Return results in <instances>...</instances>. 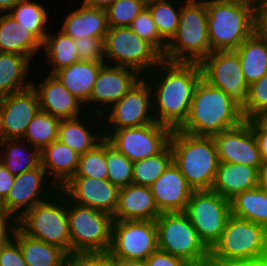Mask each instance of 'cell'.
<instances>
[{
  "label": "cell",
  "instance_id": "816d5d0a",
  "mask_svg": "<svg viewBox=\"0 0 267 266\" xmlns=\"http://www.w3.org/2000/svg\"><path fill=\"white\" fill-rule=\"evenodd\" d=\"M17 221L8 214H0V247L12 238Z\"/></svg>",
  "mask_w": 267,
  "mask_h": 266
},
{
  "label": "cell",
  "instance_id": "ab89813d",
  "mask_svg": "<svg viewBox=\"0 0 267 266\" xmlns=\"http://www.w3.org/2000/svg\"><path fill=\"white\" fill-rule=\"evenodd\" d=\"M107 179L118 188L132 184L133 162L106 140Z\"/></svg>",
  "mask_w": 267,
  "mask_h": 266
},
{
  "label": "cell",
  "instance_id": "7dc6e473",
  "mask_svg": "<svg viewBox=\"0 0 267 266\" xmlns=\"http://www.w3.org/2000/svg\"><path fill=\"white\" fill-rule=\"evenodd\" d=\"M0 266H27L13 237L0 247Z\"/></svg>",
  "mask_w": 267,
  "mask_h": 266
},
{
  "label": "cell",
  "instance_id": "60d3db41",
  "mask_svg": "<svg viewBox=\"0 0 267 266\" xmlns=\"http://www.w3.org/2000/svg\"><path fill=\"white\" fill-rule=\"evenodd\" d=\"M106 139L94 149L79 156V166L73 177L107 179Z\"/></svg>",
  "mask_w": 267,
  "mask_h": 266
},
{
  "label": "cell",
  "instance_id": "f1b7e54d",
  "mask_svg": "<svg viewBox=\"0 0 267 266\" xmlns=\"http://www.w3.org/2000/svg\"><path fill=\"white\" fill-rule=\"evenodd\" d=\"M104 63L79 60L69 67L56 71L53 75L85 105L90 99L94 82Z\"/></svg>",
  "mask_w": 267,
  "mask_h": 266
},
{
  "label": "cell",
  "instance_id": "be15d7a7",
  "mask_svg": "<svg viewBox=\"0 0 267 266\" xmlns=\"http://www.w3.org/2000/svg\"><path fill=\"white\" fill-rule=\"evenodd\" d=\"M142 2H144L146 5L151 3V2H155L157 0H141Z\"/></svg>",
  "mask_w": 267,
  "mask_h": 266
},
{
  "label": "cell",
  "instance_id": "ba28073f",
  "mask_svg": "<svg viewBox=\"0 0 267 266\" xmlns=\"http://www.w3.org/2000/svg\"><path fill=\"white\" fill-rule=\"evenodd\" d=\"M158 249L193 266L209 265V249L185 212H164L156 220Z\"/></svg>",
  "mask_w": 267,
  "mask_h": 266
},
{
  "label": "cell",
  "instance_id": "7bdbcfd3",
  "mask_svg": "<svg viewBox=\"0 0 267 266\" xmlns=\"http://www.w3.org/2000/svg\"><path fill=\"white\" fill-rule=\"evenodd\" d=\"M241 111L244 120L267 116V73L249 86L248 101Z\"/></svg>",
  "mask_w": 267,
  "mask_h": 266
},
{
  "label": "cell",
  "instance_id": "e0dca14e",
  "mask_svg": "<svg viewBox=\"0 0 267 266\" xmlns=\"http://www.w3.org/2000/svg\"><path fill=\"white\" fill-rule=\"evenodd\" d=\"M143 76L137 71L104 63L99 70L85 111L102 115L119 101Z\"/></svg>",
  "mask_w": 267,
  "mask_h": 266
},
{
  "label": "cell",
  "instance_id": "836d02e7",
  "mask_svg": "<svg viewBox=\"0 0 267 266\" xmlns=\"http://www.w3.org/2000/svg\"><path fill=\"white\" fill-rule=\"evenodd\" d=\"M0 149V161L14 176L40 164V151L22 138L5 139Z\"/></svg>",
  "mask_w": 267,
  "mask_h": 266
},
{
  "label": "cell",
  "instance_id": "6f0895ef",
  "mask_svg": "<svg viewBox=\"0 0 267 266\" xmlns=\"http://www.w3.org/2000/svg\"><path fill=\"white\" fill-rule=\"evenodd\" d=\"M21 0H0V13H8Z\"/></svg>",
  "mask_w": 267,
  "mask_h": 266
},
{
  "label": "cell",
  "instance_id": "484cf974",
  "mask_svg": "<svg viewBox=\"0 0 267 266\" xmlns=\"http://www.w3.org/2000/svg\"><path fill=\"white\" fill-rule=\"evenodd\" d=\"M79 156L69 146L55 140L40 151V164L48 178L60 189L76 175Z\"/></svg>",
  "mask_w": 267,
  "mask_h": 266
},
{
  "label": "cell",
  "instance_id": "5bb4252c",
  "mask_svg": "<svg viewBox=\"0 0 267 266\" xmlns=\"http://www.w3.org/2000/svg\"><path fill=\"white\" fill-rule=\"evenodd\" d=\"M200 67L205 81L223 90L241 109L246 105L249 86L235 50L211 52Z\"/></svg>",
  "mask_w": 267,
  "mask_h": 266
},
{
  "label": "cell",
  "instance_id": "4fadbf2b",
  "mask_svg": "<svg viewBox=\"0 0 267 266\" xmlns=\"http://www.w3.org/2000/svg\"><path fill=\"white\" fill-rule=\"evenodd\" d=\"M172 130L157 122L139 127L103 130L105 139L131 162L160 153L168 144Z\"/></svg>",
  "mask_w": 267,
  "mask_h": 266
},
{
  "label": "cell",
  "instance_id": "9f6ffc18",
  "mask_svg": "<svg viewBox=\"0 0 267 266\" xmlns=\"http://www.w3.org/2000/svg\"><path fill=\"white\" fill-rule=\"evenodd\" d=\"M258 186L267 190V161L263 162L259 169Z\"/></svg>",
  "mask_w": 267,
  "mask_h": 266
},
{
  "label": "cell",
  "instance_id": "d590c367",
  "mask_svg": "<svg viewBox=\"0 0 267 266\" xmlns=\"http://www.w3.org/2000/svg\"><path fill=\"white\" fill-rule=\"evenodd\" d=\"M48 10L47 6L45 8L37 0H21L8 14L26 29L30 30L43 43L49 30H51L49 28H52V24L49 23L52 21V18L49 17L50 13Z\"/></svg>",
  "mask_w": 267,
  "mask_h": 266
},
{
  "label": "cell",
  "instance_id": "f546056e",
  "mask_svg": "<svg viewBox=\"0 0 267 266\" xmlns=\"http://www.w3.org/2000/svg\"><path fill=\"white\" fill-rule=\"evenodd\" d=\"M33 63L24 55L0 52V97L32 86L29 75Z\"/></svg>",
  "mask_w": 267,
  "mask_h": 266
},
{
  "label": "cell",
  "instance_id": "8992f818",
  "mask_svg": "<svg viewBox=\"0 0 267 266\" xmlns=\"http://www.w3.org/2000/svg\"><path fill=\"white\" fill-rule=\"evenodd\" d=\"M17 227L27 236L52 244L70 254L67 197L59 189L17 220Z\"/></svg>",
  "mask_w": 267,
  "mask_h": 266
},
{
  "label": "cell",
  "instance_id": "f35d334b",
  "mask_svg": "<svg viewBox=\"0 0 267 266\" xmlns=\"http://www.w3.org/2000/svg\"><path fill=\"white\" fill-rule=\"evenodd\" d=\"M172 162V149L168 144L160 153L133 162L132 184L150 187Z\"/></svg>",
  "mask_w": 267,
  "mask_h": 266
},
{
  "label": "cell",
  "instance_id": "52a82bcc",
  "mask_svg": "<svg viewBox=\"0 0 267 266\" xmlns=\"http://www.w3.org/2000/svg\"><path fill=\"white\" fill-rule=\"evenodd\" d=\"M266 239V227L231 215L219 240L209 250V265L227 266L236 260L265 255Z\"/></svg>",
  "mask_w": 267,
  "mask_h": 266
},
{
  "label": "cell",
  "instance_id": "7c38bea8",
  "mask_svg": "<svg viewBox=\"0 0 267 266\" xmlns=\"http://www.w3.org/2000/svg\"><path fill=\"white\" fill-rule=\"evenodd\" d=\"M158 249L157 227L152 220H113L109 253L115 259L145 261Z\"/></svg>",
  "mask_w": 267,
  "mask_h": 266
},
{
  "label": "cell",
  "instance_id": "d4e9b609",
  "mask_svg": "<svg viewBox=\"0 0 267 266\" xmlns=\"http://www.w3.org/2000/svg\"><path fill=\"white\" fill-rule=\"evenodd\" d=\"M161 214L150 187L130 184L119 188L113 220L155 221Z\"/></svg>",
  "mask_w": 267,
  "mask_h": 266
},
{
  "label": "cell",
  "instance_id": "8d00e7d4",
  "mask_svg": "<svg viewBox=\"0 0 267 266\" xmlns=\"http://www.w3.org/2000/svg\"><path fill=\"white\" fill-rule=\"evenodd\" d=\"M186 0H157L146 5L160 37L168 44L175 36L182 4Z\"/></svg>",
  "mask_w": 267,
  "mask_h": 266
},
{
  "label": "cell",
  "instance_id": "6da1fadb",
  "mask_svg": "<svg viewBox=\"0 0 267 266\" xmlns=\"http://www.w3.org/2000/svg\"><path fill=\"white\" fill-rule=\"evenodd\" d=\"M144 78L152 89L155 121L171 130L179 129L188 117L195 88L202 78L200 64L163 59Z\"/></svg>",
  "mask_w": 267,
  "mask_h": 266
},
{
  "label": "cell",
  "instance_id": "681fc988",
  "mask_svg": "<svg viewBox=\"0 0 267 266\" xmlns=\"http://www.w3.org/2000/svg\"><path fill=\"white\" fill-rule=\"evenodd\" d=\"M147 266H187L182 258L157 249L146 260Z\"/></svg>",
  "mask_w": 267,
  "mask_h": 266
},
{
  "label": "cell",
  "instance_id": "7a4b0ae2",
  "mask_svg": "<svg viewBox=\"0 0 267 266\" xmlns=\"http://www.w3.org/2000/svg\"><path fill=\"white\" fill-rule=\"evenodd\" d=\"M243 121L241 108L223 90L201 78L188 117L178 130L196 136H213L235 128Z\"/></svg>",
  "mask_w": 267,
  "mask_h": 266
},
{
  "label": "cell",
  "instance_id": "30bf717a",
  "mask_svg": "<svg viewBox=\"0 0 267 266\" xmlns=\"http://www.w3.org/2000/svg\"><path fill=\"white\" fill-rule=\"evenodd\" d=\"M105 63L131 68L143 77L162 60V55L129 27H109L104 40Z\"/></svg>",
  "mask_w": 267,
  "mask_h": 266
},
{
  "label": "cell",
  "instance_id": "7402d4cb",
  "mask_svg": "<svg viewBox=\"0 0 267 266\" xmlns=\"http://www.w3.org/2000/svg\"><path fill=\"white\" fill-rule=\"evenodd\" d=\"M104 139L101 115L86 112L80 117L60 121L57 140L79 155L94 149Z\"/></svg>",
  "mask_w": 267,
  "mask_h": 266
},
{
  "label": "cell",
  "instance_id": "e7e4bbea",
  "mask_svg": "<svg viewBox=\"0 0 267 266\" xmlns=\"http://www.w3.org/2000/svg\"><path fill=\"white\" fill-rule=\"evenodd\" d=\"M265 254L267 255V239H266V253Z\"/></svg>",
  "mask_w": 267,
  "mask_h": 266
},
{
  "label": "cell",
  "instance_id": "3957f363",
  "mask_svg": "<svg viewBox=\"0 0 267 266\" xmlns=\"http://www.w3.org/2000/svg\"><path fill=\"white\" fill-rule=\"evenodd\" d=\"M172 161L193 190H211L219 157L212 136H196L178 129L169 138Z\"/></svg>",
  "mask_w": 267,
  "mask_h": 266
},
{
  "label": "cell",
  "instance_id": "c3c4849f",
  "mask_svg": "<svg viewBox=\"0 0 267 266\" xmlns=\"http://www.w3.org/2000/svg\"><path fill=\"white\" fill-rule=\"evenodd\" d=\"M251 127L255 136L261 159L267 161V121L264 118L245 120Z\"/></svg>",
  "mask_w": 267,
  "mask_h": 266
},
{
  "label": "cell",
  "instance_id": "9c48e42d",
  "mask_svg": "<svg viewBox=\"0 0 267 266\" xmlns=\"http://www.w3.org/2000/svg\"><path fill=\"white\" fill-rule=\"evenodd\" d=\"M70 254L108 252L113 217L105 212L71 202L67 198Z\"/></svg>",
  "mask_w": 267,
  "mask_h": 266
},
{
  "label": "cell",
  "instance_id": "d6a6232c",
  "mask_svg": "<svg viewBox=\"0 0 267 266\" xmlns=\"http://www.w3.org/2000/svg\"><path fill=\"white\" fill-rule=\"evenodd\" d=\"M248 86L267 73V41L253 33L235 50Z\"/></svg>",
  "mask_w": 267,
  "mask_h": 266
},
{
  "label": "cell",
  "instance_id": "11a10c76",
  "mask_svg": "<svg viewBox=\"0 0 267 266\" xmlns=\"http://www.w3.org/2000/svg\"><path fill=\"white\" fill-rule=\"evenodd\" d=\"M80 1L86 6L106 10L114 0H80Z\"/></svg>",
  "mask_w": 267,
  "mask_h": 266
},
{
  "label": "cell",
  "instance_id": "680465c9",
  "mask_svg": "<svg viewBox=\"0 0 267 266\" xmlns=\"http://www.w3.org/2000/svg\"><path fill=\"white\" fill-rule=\"evenodd\" d=\"M117 266H147L145 261L116 259Z\"/></svg>",
  "mask_w": 267,
  "mask_h": 266
},
{
  "label": "cell",
  "instance_id": "f5cc1de1",
  "mask_svg": "<svg viewBox=\"0 0 267 266\" xmlns=\"http://www.w3.org/2000/svg\"><path fill=\"white\" fill-rule=\"evenodd\" d=\"M15 176L0 161V200L3 202L12 188Z\"/></svg>",
  "mask_w": 267,
  "mask_h": 266
},
{
  "label": "cell",
  "instance_id": "db71d44e",
  "mask_svg": "<svg viewBox=\"0 0 267 266\" xmlns=\"http://www.w3.org/2000/svg\"><path fill=\"white\" fill-rule=\"evenodd\" d=\"M227 266H267V255L236 260Z\"/></svg>",
  "mask_w": 267,
  "mask_h": 266
},
{
  "label": "cell",
  "instance_id": "bcb514c9",
  "mask_svg": "<svg viewBox=\"0 0 267 266\" xmlns=\"http://www.w3.org/2000/svg\"><path fill=\"white\" fill-rule=\"evenodd\" d=\"M66 266H117V262L109 252L71 253Z\"/></svg>",
  "mask_w": 267,
  "mask_h": 266
},
{
  "label": "cell",
  "instance_id": "4dcf8cb0",
  "mask_svg": "<svg viewBox=\"0 0 267 266\" xmlns=\"http://www.w3.org/2000/svg\"><path fill=\"white\" fill-rule=\"evenodd\" d=\"M12 237L18 242L27 266H66L68 254L60 247L31 238L18 227Z\"/></svg>",
  "mask_w": 267,
  "mask_h": 266
},
{
  "label": "cell",
  "instance_id": "44dd1931",
  "mask_svg": "<svg viewBox=\"0 0 267 266\" xmlns=\"http://www.w3.org/2000/svg\"><path fill=\"white\" fill-rule=\"evenodd\" d=\"M42 76V81H32V87L39 98L40 110L59 119H73L86 113L84 105L54 75Z\"/></svg>",
  "mask_w": 267,
  "mask_h": 266
},
{
  "label": "cell",
  "instance_id": "4316f807",
  "mask_svg": "<svg viewBox=\"0 0 267 266\" xmlns=\"http://www.w3.org/2000/svg\"><path fill=\"white\" fill-rule=\"evenodd\" d=\"M41 51L42 42L30 30L8 13H0V52L24 55L34 61Z\"/></svg>",
  "mask_w": 267,
  "mask_h": 266
},
{
  "label": "cell",
  "instance_id": "5b68a950",
  "mask_svg": "<svg viewBox=\"0 0 267 266\" xmlns=\"http://www.w3.org/2000/svg\"><path fill=\"white\" fill-rule=\"evenodd\" d=\"M206 0L182 4L178 29L162 58L171 62L201 63L210 53Z\"/></svg>",
  "mask_w": 267,
  "mask_h": 266
},
{
  "label": "cell",
  "instance_id": "74e56055",
  "mask_svg": "<svg viewBox=\"0 0 267 266\" xmlns=\"http://www.w3.org/2000/svg\"><path fill=\"white\" fill-rule=\"evenodd\" d=\"M60 121L61 119L39 110L28 124L22 139L41 151L57 140Z\"/></svg>",
  "mask_w": 267,
  "mask_h": 266
},
{
  "label": "cell",
  "instance_id": "1f68e13d",
  "mask_svg": "<svg viewBox=\"0 0 267 266\" xmlns=\"http://www.w3.org/2000/svg\"><path fill=\"white\" fill-rule=\"evenodd\" d=\"M56 26L53 32L49 31L45 41L42 43V51L48 68L44 67L46 73L54 74L56 71L69 67L79 61L74 39L66 35ZM54 29H56L54 31Z\"/></svg>",
  "mask_w": 267,
  "mask_h": 266
},
{
  "label": "cell",
  "instance_id": "cb8c5ba5",
  "mask_svg": "<svg viewBox=\"0 0 267 266\" xmlns=\"http://www.w3.org/2000/svg\"><path fill=\"white\" fill-rule=\"evenodd\" d=\"M79 4L67 11L59 29L73 39L93 37L105 40L109 29L106 10L89 7L82 2Z\"/></svg>",
  "mask_w": 267,
  "mask_h": 266
},
{
  "label": "cell",
  "instance_id": "277c9868",
  "mask_svg": "<svg viewBox=\"0 0 267 266\" xmlns=\"http://www.w3.org/2000/svg\"><path fill=\"white\" fill-rule=\"evenodd\" d=\"M211 52L236 50L254 33V6L246 0H206Z\"/></svg>",
  "mask_w": 267,
  "mask_h": 266
},
{
  "label": "cell",
  "instance_id": "603a6c76",
  "mask_svg": "<svg viewBox=\"0 0 267 266\" xmlns=\"http://www.w3.org/2000/svg\"><path fill=\"white\" fill-rule=\"evenodd\" d=\"M150 188L161 213L185 212L194 191L173 161Z\"/></svg>",
  "mask_w": 267,
  "mask_h": 266
},
{
  "label": "cell",
  "instance_id": "94428289",
  "mask_svg": "<svg viewBox=\"0 0 267 266\" xmlns=\"http://www.w3.org/2000/svg\"><path fill=\"white\" fill-rule=\"evenodd\" d=\"M5 140V137L2 132V124H1V111H0V144Z\"/></svg>",
  "mask_w": 267,
  "mask_h": 266
},
{
  "label": "cell",
  "instance_id": "ffe728a7",
  "mask_svg": "<svg viewBox=\"0 0 267 266\" xmlns=\"http://www.w3.org/2000/svg\"><path fill=\"white\" fill-rule=\"evenodd\" d=\"M39 110V98L32 86L0 97L1 124L5 139L23 138L28 124Z\"/></svg>",
  "mask_w": 267,
  "mask_h": 266
},
{
  "label": "cell",
  "instance_id": "e575fe53",
  "mask_svg": "<svg viewBox=\"0 0 267 266\" xmlns=\"http://www.w3.org/2000/svg\"><path fill=\"white\" fill-rule=\"evenodd\" d=\"M231 215L267 228V190L257 186L230 200Z\"/></svg>",
  "mask_w": 267,
  "mask_h": 266
},
{
  "label": "cell",
  "instance_id": "9a60e30c",
  "mask_svg": "<svg viewBox=\"0 0 267 266\" xmlns=\"http://www.w3.org/2000/svg\"><path fill=\"white\" fill-rule=\"evenodd\" d=\"M101 116L103 130L139 127L156 122L153 116L152 89L148 81L142 77Z\"/></svg>",
  "mask_w": 267,
  "mask_h": 266
},
{
  "label": "cell",
  "instance_id": "ee69618b",
  "mask_svg": "<svg viewBox=\"0 0 267 266\" xmlns=\"http://www.w3.org/2000/svg\"><path fill=\"white\" fill-rule=\"evenodd\" d=\"M129 28L139 37L150 43L162 56L164 55L167 43L160 37L147 7L136 16Z\"/></svg>",
  "mask_w": 267,
  "mask_h": 266
},
{
  "label": "cell",
  "instance_id": "d6986e66",
  "mask_svg": "<svg viewBox=\"0 0 267 266\" xmlns=\"http://www.w3.org/2000/svg\"><path fill=\"white\" fill-rule=\"evenodd\" d=\"M60 190L74 203L114 215L119 188L108 179L72 177Z\"/></svg>",
  "mask_w": 267,
  "mask_h": 266
},
{
  "label": "cell",
  "instance_id": "f6af8a7d",
  "mask_svg": "<svg viewBox=\"0 0 267 266\" xmlns=\"http://www.w3.org/2000/svg\"><path fill=\"white\" fill-rule=\"evenodd\" d=\"M78 59L87 62H105L104 39L83 37L74 39Z\"/></svg>",
  "mask_w": 267,
  "mask_h": 266
},
{
  "label": "cell",
  "instance_id": "6125c7cd",
  "mask_svg": "<svg viewBox=\"0 0 267 266\" xmlns=\"http://www.w3.org/2000/svg\"><path fill=\"white\" fill-rule=\"evenodd\" d=\"M0 214H7V212L4 209L3 202L0 200Z\"/></svg>",
  "mask_w": 267,
  "mask_h": 266
},
{
  "label": "cell",
  "instance_id": "91938a15",
  "mask_svg": "<svg viewBox=\"0 0 267 266\" xmlns=\"http://www.w3.org/2000/svg\"><path fill=\"white\" fill-rule=\"evenodd\" d=\"M248 3H250L251 5H253L254 7L258 4L267 2V0H246Z\"/></svg>",
  "mask_w": 267,
  "mask_h": 266
},
{
  "label": "cell",
  "instance_id": "f907efd6",
  "mask_svg": "<svg viewBox=\"0 0 267 266\" xmlns=\"http://www.w3.org/2000/svg\"><path fill=\"white\" fill-rule=\"evenodd\" d=\"M254 33L267 41V2L254 7Z\"/></svg>",
  "mask_w": 267,
  "mask_h": 266
},
{
  "label": "cell",
  "instance_id": "83f0119b",
  "mask_svg": "<svg viewBox=\"0 0 267 266\" xmlns=\"http://www.w3.org/2000/svg\"><path fill=\"white\" fill-rule=\"evenodd\" d=\"M259 171L245 164L220 162L211 190L223 198L233 199L237 194L258 186Z\"/></svg>",
  "mask_w": 267,
  "mask_h": 266
},
{
  "label": "cell",
  "instance_id": "b9f144b4",
  "mask_svg": "<svg viewBox=\"0 0 267 266\" xmlns=\"http://www.w3.org/2000/svg\"><path fill=\"white\" fill-rule=\"evenodd\" d=\"M146 7L141 0H114L106 9L109 27H129Z\"/></svg>",
  "mask_w": 267,
  "mask_h": 266
},
{
  "label": "cell",
  "instance_id": "8fae6325",
  "mask_svg": "<svg viewBox=\"0 0 267 266\" xmlns=\"http://www.w3.org/2000/svg\"><path fill=\"white\" fill-rule=\"evenodd\" d=\"M192 226L210 250L219 240L231 216L230 200L213 190H194L186 207Z\"/></svg>",
  "mask_w": 267,
  "mask_h": 266
},
{
  "label": "cell",
  "instance_id": "2e32d148",
  "mask_svg": "<svg viewBox=\"0 0 267 266\" xmlns=\"http://www.w3.org/2000/svg\"><path fill=\"white\" fill-rule=\"evenodd\" d=\"M59 189L48 178L39 164L37 167L16 175L3 206L9 217L16 221L38 203L50 198Z\"/></svg>",
  "mask_w": 267,
  "mask_h": 266
},
{
  "label": "cell",
  "instance_id": "ac0fdd59",
  "mask_svg": "<svg viewBox=\"0 0 267 266\" xmlns=\"http://www.w3.org/2000/svg\"><path fill=\"white\" fill-rule=\"evenodd\" d=\"M219 161L245 164L258 171L263 163L255 136L244 120L239 126L212 136Z\"/></svg>",
  "mask_w": 267,
  "mask_h": 266
}]
</instances>
